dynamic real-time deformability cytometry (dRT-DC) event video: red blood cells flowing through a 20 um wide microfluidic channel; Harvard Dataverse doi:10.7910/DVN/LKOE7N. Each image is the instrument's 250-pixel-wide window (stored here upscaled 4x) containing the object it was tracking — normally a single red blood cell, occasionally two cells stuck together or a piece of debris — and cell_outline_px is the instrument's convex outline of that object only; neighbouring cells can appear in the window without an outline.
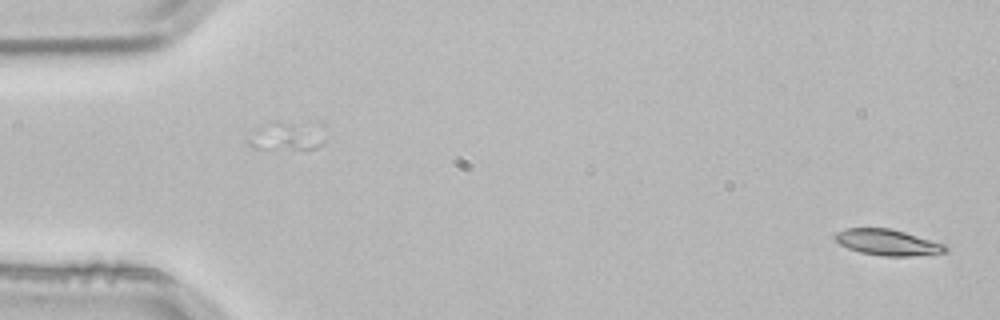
{"species": "common noctule bat (a hibernating species)", "species_latin": "Nyctalus noctula", "temperature_condition": "room temperature", "stored_images_in_passage": 4, "segment_of_instrument_passage": [2, 2], "camera_frame_rate_fps": 3000, "um_per_image_px": 0.085, "animal": {"sex": "male", "body_mass_g": 21.5, "forearm_length_mm": 52.0}, "frame": {"image": 1, "passage_image": 4, "time_ms": 1.0, "image_size_px": [1000, 320], "cell_outline_px": [[948, 252], [912, 256], [880, 256], [860, 252], [848, 248], [840, 244], [836, 240], [836, 232], [848, 228], [892, 228], [948, 244]], "centroid_in_image_um": [75.53, 20.6], "position_along_channel_um": 9.5, "area_um2": 16.94}}